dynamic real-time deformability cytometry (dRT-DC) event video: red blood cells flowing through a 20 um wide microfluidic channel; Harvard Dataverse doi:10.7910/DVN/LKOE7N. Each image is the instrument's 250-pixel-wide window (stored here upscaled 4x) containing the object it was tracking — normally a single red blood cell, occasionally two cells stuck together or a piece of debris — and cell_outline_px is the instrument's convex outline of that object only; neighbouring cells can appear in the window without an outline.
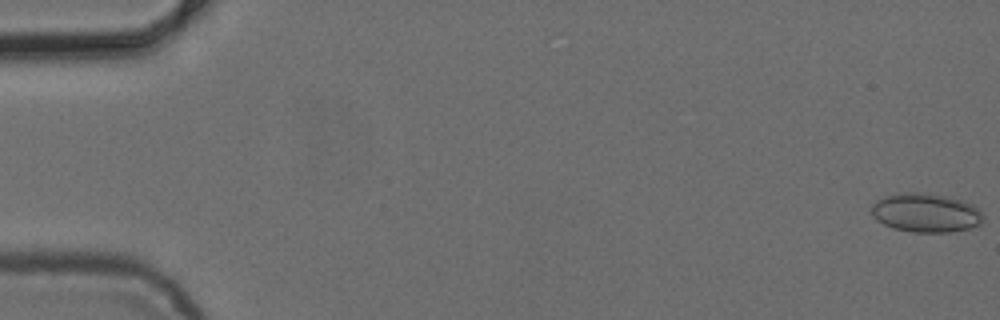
{"species": "common noctule bat (a hibernating species)", "species_latin": "Nyctalus noctula", "temperature_condition": "cold", "stored_images_in_passage": 7, "camera_frame_rate_fps": 3000, "um_per_image_px": 0.085, "animal": {"sex": "female", "body_mass_g": 24.6, "forearm_length_mm": 56.2}, "frame": {"image": 1, "passage_image": 1, "time_ms": 0.0, "image_size_px": [1000, 320], "cell_outline_px": [[984, 220], [980, 224], [968, 228], [948, 232], [912, 232], [896, 228], [884, 224], [876, 220], [872, 216], [872, 204], [876, 200], [884, 196], [904, 192], [916, 192], [944, 196], [960, 200], [972, 204], [984, 216]], "centroid_in_image_um": [78.67, 18.08], "position_along_channel_um": 6.3, "area_um2": 25.09}}
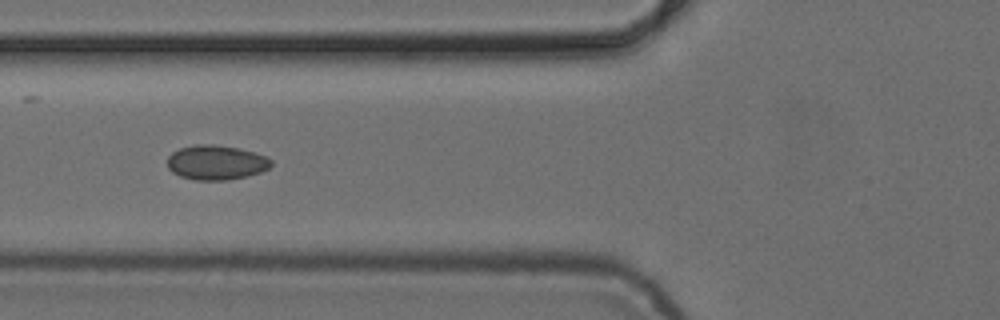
{"frame": {"image": 2, "passage_image": 6, "time_ms": 6.667, "image_size_px": [1000, 320], "cell_outline_px": [[272, 164], [268, 168], [260, 172], [248, 176], [228, 180], [196, 180], [180, 176], [172, 172], [168, 168], [168, 156], [172, 152], [180, 148], [196, 144], [212, 144], [240, 148], [268, 156], [272, 160]], "centroid_in_image_um": [18.39, 13.81], "position_along_channel_um": 107.4, "area_um2": 21.1}}
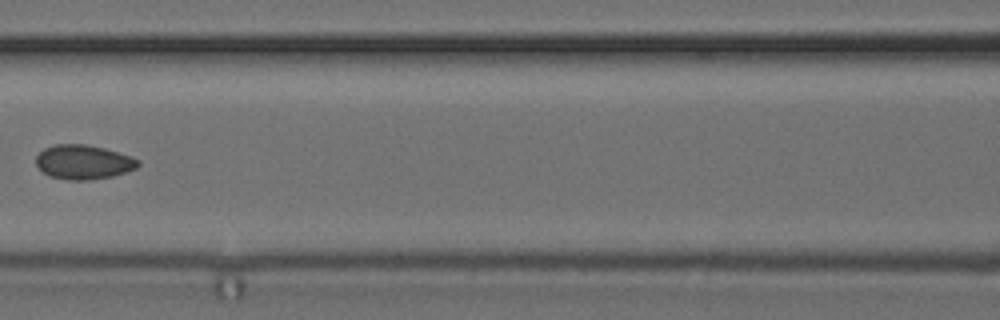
{"frame": {"image": 3, "passage_image": 7, "time_ms": 8.0, "image_size_px": [1000, 320], "cell_outline_px": [[140, 164], [136, 168], [112, 176], [88, 180], [68, 180], [48, 176], [36, 164], [36, 156], [44, 148], [56, 144], [84, 144], [104, 148], [132, 156], [140, 160]], "centroid_in_image_um": [7.09, 13.77], "position_along_channel_um": 159.5, "area_um2": 20.4}}